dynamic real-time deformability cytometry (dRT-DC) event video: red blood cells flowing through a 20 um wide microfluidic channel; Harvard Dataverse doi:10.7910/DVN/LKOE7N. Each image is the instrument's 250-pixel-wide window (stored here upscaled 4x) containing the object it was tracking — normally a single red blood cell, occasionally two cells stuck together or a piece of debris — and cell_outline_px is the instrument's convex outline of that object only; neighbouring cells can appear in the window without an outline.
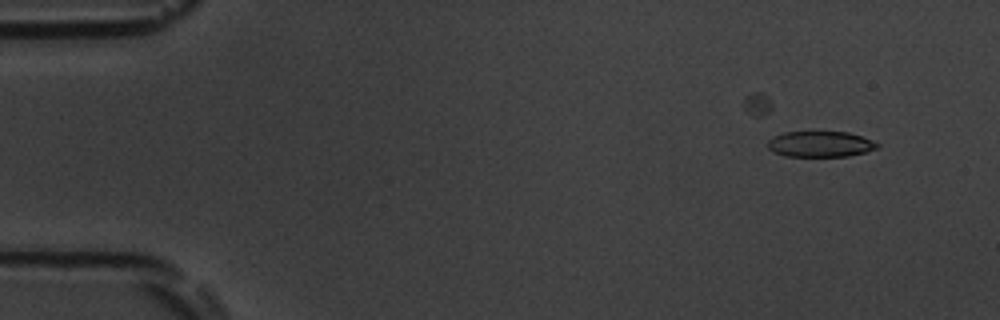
{"species": "common noctule bat (a hibernating species)", "species_latin": "Nyctalus noctula", "temperature_condition": "room temperature", "stored_images_in_passage": 53, "camera_frame_rate_fps": 3000, "um_per_image_px": 0.085, "animal": {"sex": "male", "body_mass_g": 19.5, "forearm_length_mm": 54.6}, "frame": {"image": 1, "passage_image": 4, "time_ms": 1.0, "image_size_px": [1000, 320], "cell_outline_px": [[880, 148], [848, 156], [784, 156], [772, 152], [768, 148], [768, 140], [772, 136], [784, 132], [848, 132], [872, 140], [880, 144]], "centroid_in_image_um": [69.71, 12.25], "position_along_channel_um": 15.3, "area_um2": 16.53}}
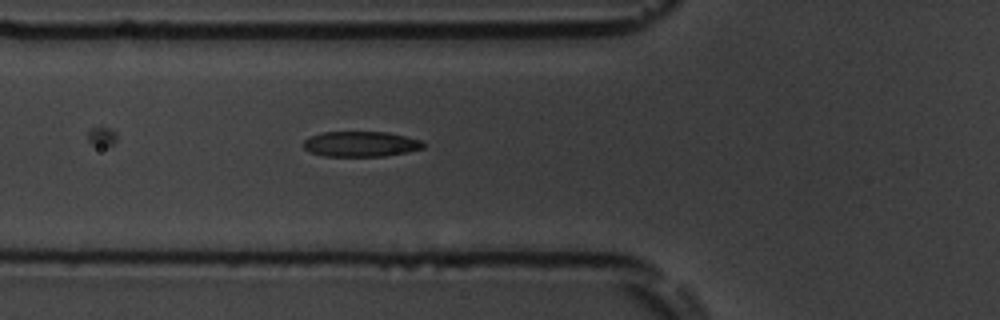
{"frame": {"image": 2, "passage_image": 19, "time_ms": 6.0, "image_size_px": [1000, 320], "cell_outline_px": [[424, 148], [408, 152], [384, 156], [324, 156], [312, 152], [304, 148], [304, 140], [312, 136], [324, 132], [388, 132], [420, 140], [424, 144]], "centroid_in_image_um": [30.69, 12.24], "position_along_channel_um": 95.1, "area_um2": 17.51}}
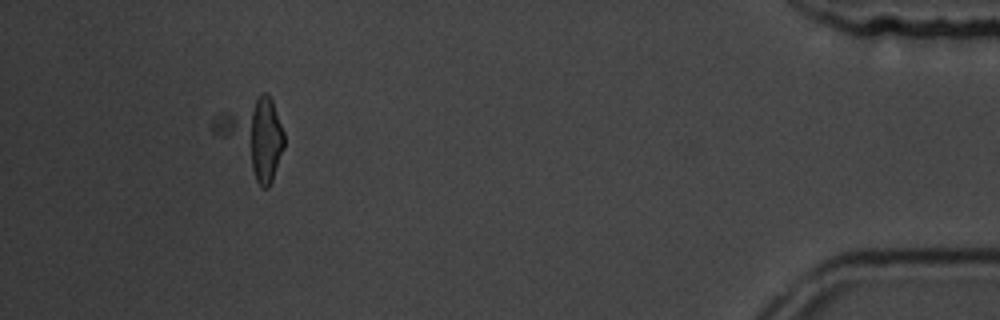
{"frame": {"image": 3, "passage_image": 49, "time_ms": 16.0, "image_size_px": [1000, 320], "cell_outline_px": [[284, 148], [272, 180], [268, 188], [260, 188], [212, 132], [212, 124], [220, 112], [260, 92], [268, 92], [272, 100], [284, 132]], "centroid_in_image_um": [21.48, 11.59], "position_along_channel_um": 413.7, "area_um2": 31.44}, "authors_computed_cell_mechanics": {"area_um2": 17.918, "velocity_mm_per_s": 3.7911, "shape_relaxation_time_tau1_ms": 3.8013, "shape_relaxation_time_tau2_ms": 1.6549, "deformation_change_tau1": 0.1449, "deformation_change_tau2": 0.0945}}